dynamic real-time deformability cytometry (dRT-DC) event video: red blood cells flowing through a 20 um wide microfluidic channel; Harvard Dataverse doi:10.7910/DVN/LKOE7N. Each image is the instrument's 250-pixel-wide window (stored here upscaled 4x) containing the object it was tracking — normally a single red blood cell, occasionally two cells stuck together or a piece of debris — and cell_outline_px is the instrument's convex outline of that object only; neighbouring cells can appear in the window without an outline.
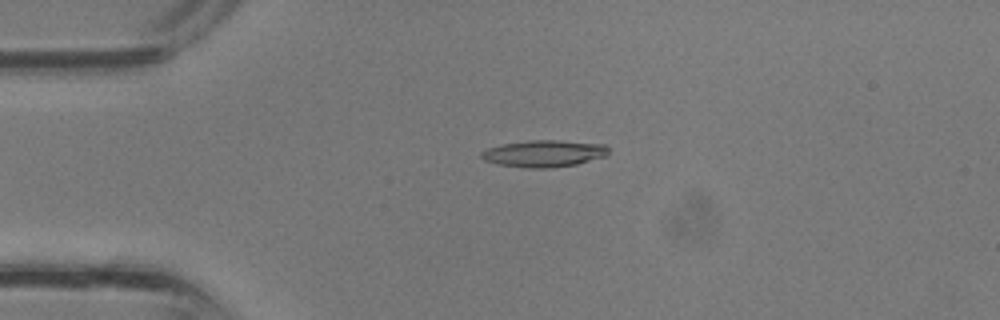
{"species": "common noctule bat (a hibernating species)", "species_latin": "Nyctalus noctula", "temperature_condition": "room temperature", "stored_images_in_passage": 36, "camera_frame_rate_fps": 3000, "um_per_image_px": 0.085, "animal": {"sex": "male", "body_mass_g": 13.3}, "frame": {"image": 1, "passage_image": 9, "time_ms": 2.667, "image_size_px": [1000, 320], "cell_outline_px": [[608, 152], [604, 156], [576, 164], [552, 168], [528, 168], [496, 164], [484, 160], [480, 156], [480, 152], [488, 148], [500, 144], [528, 140], [560, 140], [604, 144], [608, 148]], "centroid_in_image_um": [46.19, 13.04], "position_along_channel_um": 38.8, "area_um2": 19.94}}
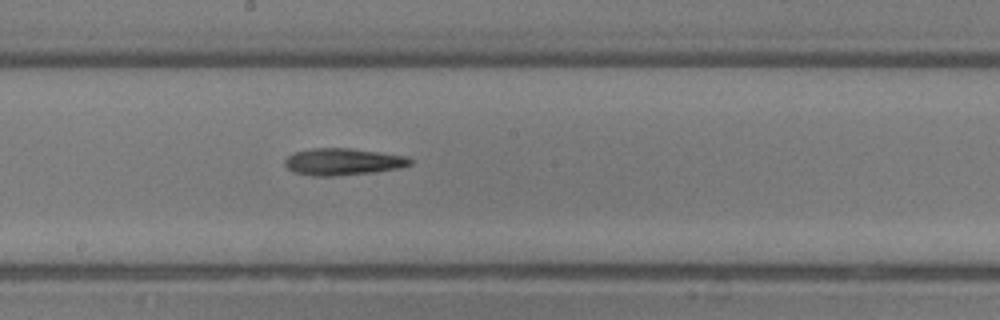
{"frame": {"image": 2, "passage_image": 20, "time_ms": 6.333, "image_size_px": [1000, 320], "cell_outline_px": [[412, 164], [400, 168], [376, 172], [332, 176], [312, 176], [292, 172], [284, 164], [284, 160], [292, 152], [312, 148], [352, 148], [408, 156], [412, 160]], "centroid_in_image_um": [29.14, 13.74], "position_along_channel_um": 219.1, "area_um2": 19.94}}
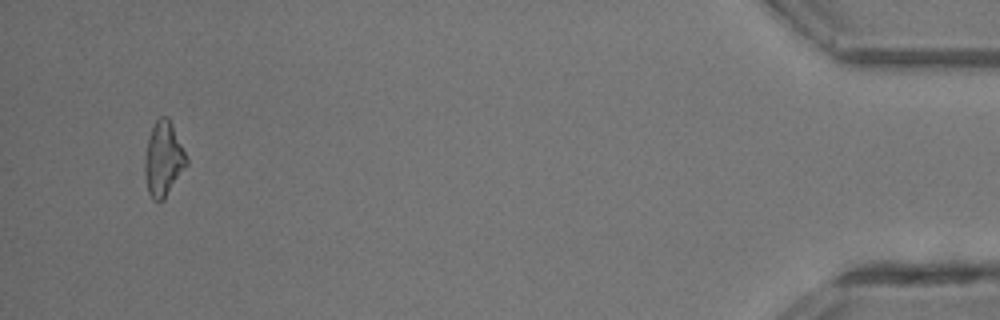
{"frame": {"image": 3, "passage_image": 35, "time_ms": 11.333, "image_size_px": [1000, 320], "cell_outline_px": [[188, 164], [164, 200], [152, 200], [148, 192], [144, 172], [144, 160], [148, 140], [152, 128], [156, 120], [160, 116], [168, 116], [172, 124], [188, 160]], "centroid_in_image_um": [13.89, 13.54], "position_along_channel_um": 421.3, "area_um2": 18.03}}